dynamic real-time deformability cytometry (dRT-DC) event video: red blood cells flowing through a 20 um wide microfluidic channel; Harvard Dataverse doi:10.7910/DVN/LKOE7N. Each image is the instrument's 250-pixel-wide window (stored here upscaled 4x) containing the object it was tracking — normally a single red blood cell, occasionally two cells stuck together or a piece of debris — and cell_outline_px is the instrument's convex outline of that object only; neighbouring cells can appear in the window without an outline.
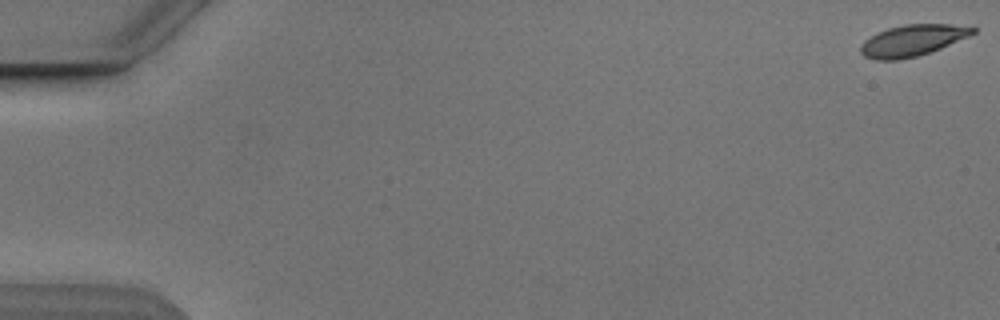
{"species": "Egyptian fruit bat (a non-hibernating species)", "species_latin": "Rousettus aegyptiacus", "temperature_condition": "cold", "stored_images_in_passage": 6, "camera_frame_rate_fps": 3000, "um_per_image_px": 0.085, "animal": {"sex": "male"}, "frame": {"image": 1, "passage_image": 1, "time_ms": 0.0, "image_size_px": [1000, 320], "cell_outline_px": [[976, 32], [968, 36], [940, 48], [916, 56], [900, 60], [876, 60], [864, 56], [860, 52], [860, 44], [864, 40], [876, 32], [888, 28], [904, 24], [952, 24], [976, 28]], "centroid_in_image_um": [77.5, 3.43], "position_along_channel_um": 7.5, "area_um2": 20.4}}
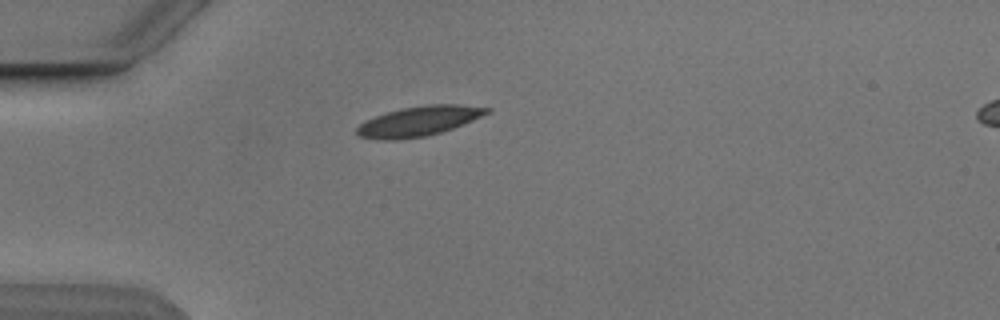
{"frame": {"image": 2, "passage_image": 5, "time_ms": 5.0, "image_size_px": [1000, 320], "cell_outline_px": [[492, 112], [452, 128], [440, 132], [424, 136], [392, 140], [384, 140], [360, 136], [356, 132], [356, 128], [364, 120], [388, 112], [404, 108], [428, 104], [456, 104], [492, 108]], "centroid_in_image_um": [35.62, 10.28], "position_along_channel_um": 49.4, "area_um2": 22.25}}